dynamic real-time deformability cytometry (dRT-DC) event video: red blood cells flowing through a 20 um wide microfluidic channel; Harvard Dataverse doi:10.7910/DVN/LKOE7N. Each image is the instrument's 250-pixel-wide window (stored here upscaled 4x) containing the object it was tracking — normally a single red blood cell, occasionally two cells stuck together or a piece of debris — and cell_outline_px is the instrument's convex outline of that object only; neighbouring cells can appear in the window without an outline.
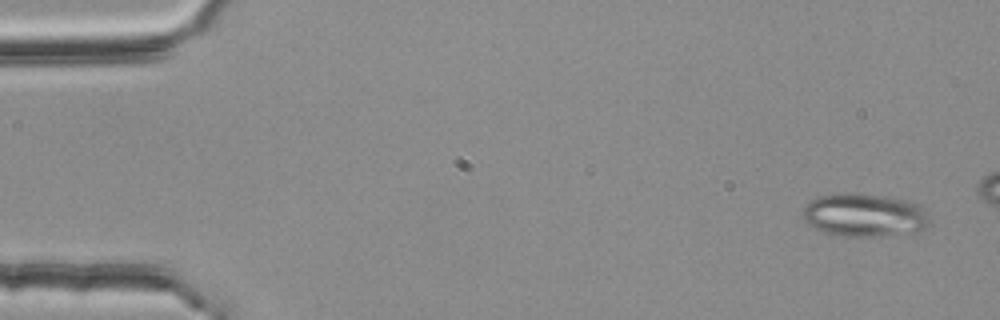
{"species": "common noctule bat (a hibernating species)", "species_latin": "Nyctalus noctula", "temperature_condition": "room temperature", "stored_images_in_passage": 16, "camera_frame_rate_fps": 3000, "um_per_image_px": 0.085, "animal": {"sex": "female", "body_mass_g": 25.1}, "frame": {"image": 1, "passage_image": 3, "time_ms": 0.667, "image_size_px": [1000, 320], "cell_outline_px": [[928, 224], [920, 228], [872, 236], [848, 236], [824, 232], [808, 224], [800, 216], [804, 208], [812, 200], [820, 196], [884, 196], [904, 200], [916, 204], [924, 212], [928, 220]], "centroid_in_image_um": [73.37, 18.3], "position_along_channel_um": 11.6, "area_um2": 29.71}}